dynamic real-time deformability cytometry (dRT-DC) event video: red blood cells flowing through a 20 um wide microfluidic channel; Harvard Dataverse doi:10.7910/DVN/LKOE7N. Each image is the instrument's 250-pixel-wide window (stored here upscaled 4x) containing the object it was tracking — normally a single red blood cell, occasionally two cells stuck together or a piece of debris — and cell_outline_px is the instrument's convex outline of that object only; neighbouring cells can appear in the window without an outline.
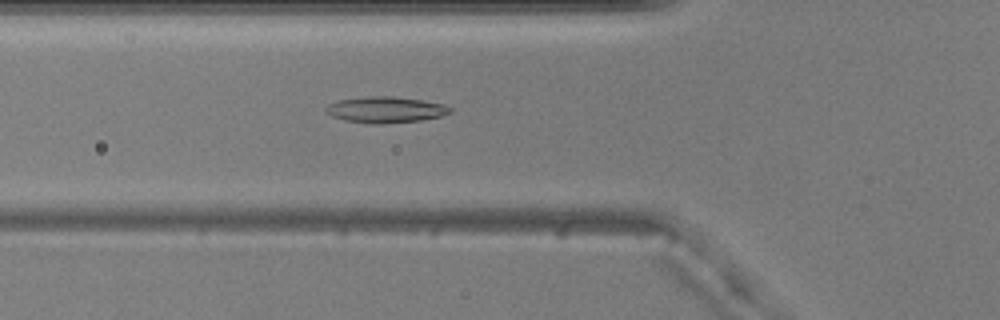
{"species": "common noctule bat (a hibernating species)", "species_latin": "Nyctalus noctula", "temperature_condition": "warm", "stored_images_in_passage": 40, "camera_frame_rate_fps": 3000, "um_per_image_px": 0.085, "animal": {"sex": "male", "body_mass_g": 20.5, "forearm_length_mm": 52.5}, "frame": {"image": 1, "passage_image": 15, "time_ms": 4.667, "image_size_px": [1000, 320], "cell_outline_px": [[452, 112], [440, 116], [420, 120], [380, 124], [372, 124], [344, 120], [332, 116], [324, 112], [324, 108], [328, 104], [340, 100], [368, 96], [392, 96], [424, 100], [448, 104], [452, 108]], "centroid_in_image_um": [32.79, 9.32], "position_along_channel_um": 93.0, "area_um2": 19.07}}
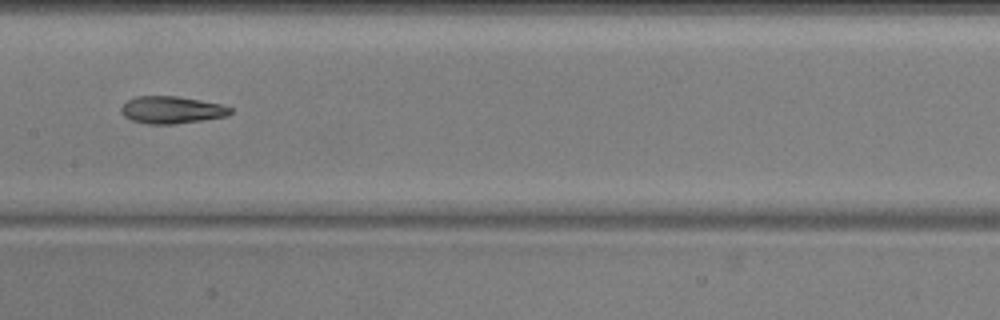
{"frame": {"image": 2, "passage_image": 23, "time_ms": 7.333, "image_size_px": [1000, 320], "cell_outline_px": [[232, 112], [228, 116], [172, 124], [148, 124], [132, 120], [124, 116], [120, 112], [120, 108], [128, 100], [136, 96], [176, 96], [200, 100], [220, 104], [232, 108]], "centroid_in_image_um": [14.57, 9.34], "position_along_channel_um": 192.8, "area_um2": 17.22}}
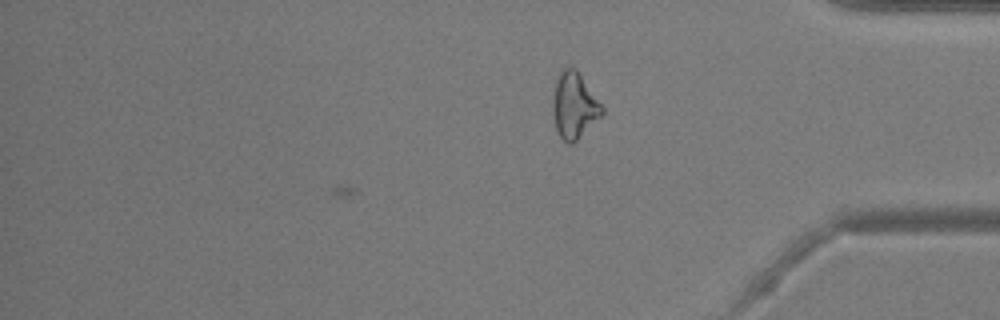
{"frame": {"image": 3, "passage_image": 40, "time_ms": 13.0, "image_size_px": [1000, 320], "cell_outline_px": [[604, 112], [572, 144], [568, 144], [560, 136], [556, 128], [552, 112], [552, 96], [556, 76], [560, 68], [564, 64], [576, 68], [604, 108]], "centroid_in_image_um": [48.76, 8.88], "position_along_channel_um": 386.4, "area_um2": 19.13}, "authors_computed_cell_mechanics": {"area_um2": 17.9758, "velocity_mm_per_s": 3.6998, "shape_relaxation_time_tau1_ms": 9.4009, "shape_relaxation_time_tau2_ms": 4.063, "deformation_change_tau1": 0.2333, "deformation_change_tau2": 0.1032}}